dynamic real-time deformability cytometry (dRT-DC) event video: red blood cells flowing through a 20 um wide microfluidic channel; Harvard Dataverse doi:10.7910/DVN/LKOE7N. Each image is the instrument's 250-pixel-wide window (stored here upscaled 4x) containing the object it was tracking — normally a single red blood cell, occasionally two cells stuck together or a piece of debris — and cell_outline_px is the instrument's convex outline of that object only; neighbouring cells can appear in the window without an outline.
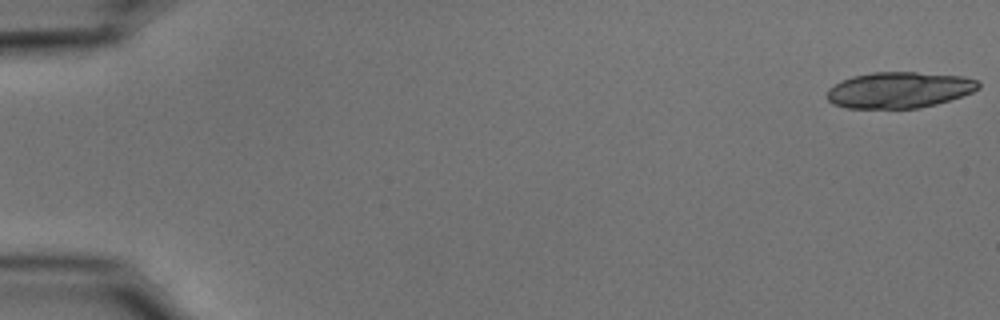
{"species": "common noctule bat (a hibernating species)", "species_latin": "Nyctalus noctula", "temperature_condition": "cold", "stored_images_in_passage": 20, "camera_frame_rate_fps": 3000, "um_per_image_px": 0.085, "animal": {"sex": "male", "body_mass_g": 15.6}, "frame": {"image": 1, "passage_image": 1, "time_ms": 0.0, "image_size_px": [1000, 320], "cell_outline_px": [[980, 88], [972, 92], [936, 104], [920, 108], [848, 108], [832, 104], [828, 100], [828, 88], [852, 76], [872, 72], [916, 72], [964, 76], [980, 80]], "centroid_in_image_um": [76.46, 7.64], "position_along_channel_um": 8.5, "area_um2": 31.85}}